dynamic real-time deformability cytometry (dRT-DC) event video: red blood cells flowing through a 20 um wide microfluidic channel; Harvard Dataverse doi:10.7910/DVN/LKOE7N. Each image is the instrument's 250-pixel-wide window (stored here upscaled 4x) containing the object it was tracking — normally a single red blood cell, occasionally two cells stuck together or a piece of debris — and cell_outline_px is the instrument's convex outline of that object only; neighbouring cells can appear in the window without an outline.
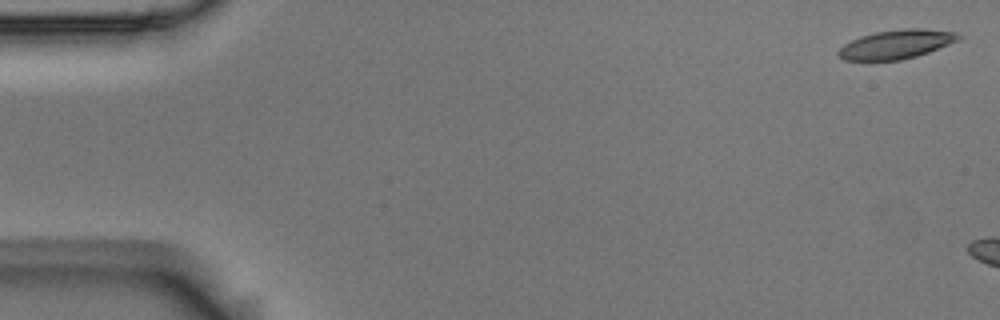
{"species": "Egyptian fruit bat (a non-hibernating species)", "species_latin": "Rousettus aegyptiacus", "temperature_condition": "room temperature", "stored_images_in_passage": 3, "camera_frame_rate_fps": 3000, "um_per_image_px": 0.085, "animal": {"sex": "male"}, "frame": {"image": 1, "passage_image": 1, "time_ms": 0.0, "image_size_px": [1000, 320], "cell_outline_px": [[964, 36], [960, 40], [928, 52], [916, 56], [900, 60], [844, 60], [836, 52], [844, 44], [860, 36], [876, 32], [904, 28], [924, 28], [956, 32]], "centroid_in_image_um": [76.23, 3.75], "position_along_channel_um": 8.8, "area_um2": 20.29}}